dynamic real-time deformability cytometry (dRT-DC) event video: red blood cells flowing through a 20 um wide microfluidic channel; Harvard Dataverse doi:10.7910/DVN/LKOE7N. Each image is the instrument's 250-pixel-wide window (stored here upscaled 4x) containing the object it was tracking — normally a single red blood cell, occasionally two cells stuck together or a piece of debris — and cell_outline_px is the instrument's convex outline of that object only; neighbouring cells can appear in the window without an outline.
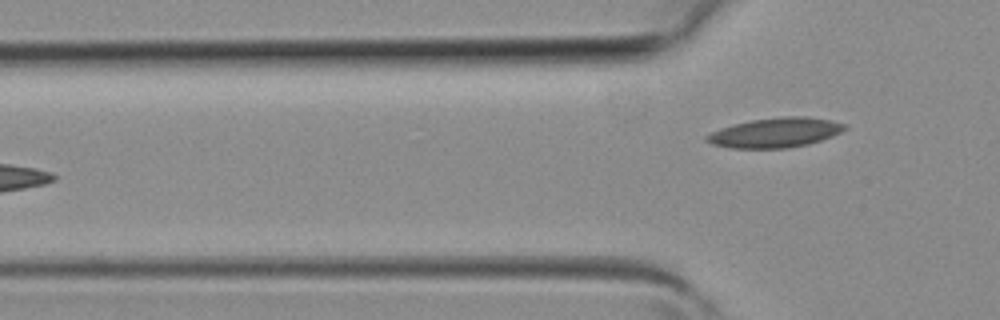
{"species": "common noctule bat (a hibernating species)", "species_latin": "Nyctalus noctula", "temperature_condition": "room temperature", "stored_images_in_passage": 5, "camera_frame_rate_fps": 3000, "um_per_image_px": 0.085, "animal": {"sex": "female", "body_mass_g": 19.3, "forearm_length_mm": 54.1}, "frame": {"image": 1, "passage_image": 5, "time_ms": 1.333, "image_size_px": [1000, 320], "cell_outline_px": [[848, 128], [832, 136], [808, 144], [784, 148], [728, 148], [712, 144], [704, 140], [704, 136], [720, 128], [732, 124], [752, 120], [780, 116], [808, 116], [832, 120], [844, 124]], "centroid_in_image_um": [65.87, 11.26], "position_along_channel_um": 59.9, "area_um2": 23.99}}